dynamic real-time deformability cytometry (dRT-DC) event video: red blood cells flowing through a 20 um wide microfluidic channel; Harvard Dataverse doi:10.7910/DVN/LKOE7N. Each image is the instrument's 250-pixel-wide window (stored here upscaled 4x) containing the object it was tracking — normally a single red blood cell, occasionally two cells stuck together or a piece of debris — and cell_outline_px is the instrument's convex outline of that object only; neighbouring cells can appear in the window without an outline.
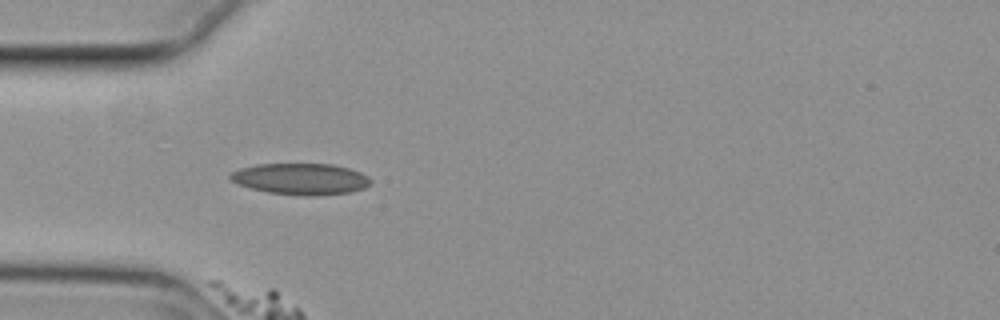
{"species": "common noctule bat (a hibernating species)", "species_latin": "Nyctalus noctula", "temperature_condition": "cold", "stored_images_in_passage": 5, "camera_frame_rate_fps": 3000, "um_per_image_px": 0.085, "animal": {"sex": "female", "body_mass_g": 29.2, "forearm_length_mm": 56.3}, "frame": {"image": 1, "passage_image": 1, "time_ms": 0.0, "image_size_px": [1000, 320], "cell_outline_px": [[372, 180], [364, 188], [352, 192], [316, 196], [304, 196], [268, 192], [236, 184], [228, 180], [228, 176], [232, 172], [240, 168], [256, 164], [332, 164], [348, 168], [360, 172], [368, 176]], "centroid_in_image_um": [25.54, 15.21], "position_along_channel_um": 59.5, "area_um2": 25.78}}
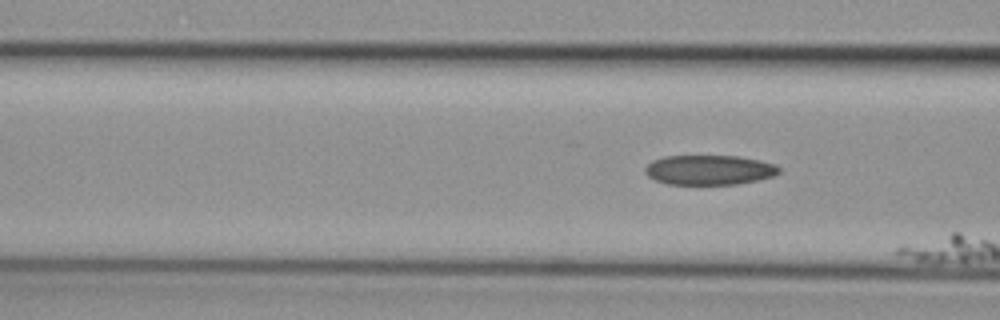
{"frame": {"image": 2, "passage_image": 5, "time_ms": 1.333, "image_size_px": [1000, 320], "cell_outline_px": [[780, 172], [772, 176], [756, 180], [736, 184], [668, 184], [656, 180], [648, 176], [644, 172], [644, 168], [652, 160], [664, 156], [736, 156], [760, 160], [776, 164], [780, 168]], "centroid_in_image_um": [60.27, 14.44], "position_along_channel_um": 106.3, "area_um2": 23.18}}